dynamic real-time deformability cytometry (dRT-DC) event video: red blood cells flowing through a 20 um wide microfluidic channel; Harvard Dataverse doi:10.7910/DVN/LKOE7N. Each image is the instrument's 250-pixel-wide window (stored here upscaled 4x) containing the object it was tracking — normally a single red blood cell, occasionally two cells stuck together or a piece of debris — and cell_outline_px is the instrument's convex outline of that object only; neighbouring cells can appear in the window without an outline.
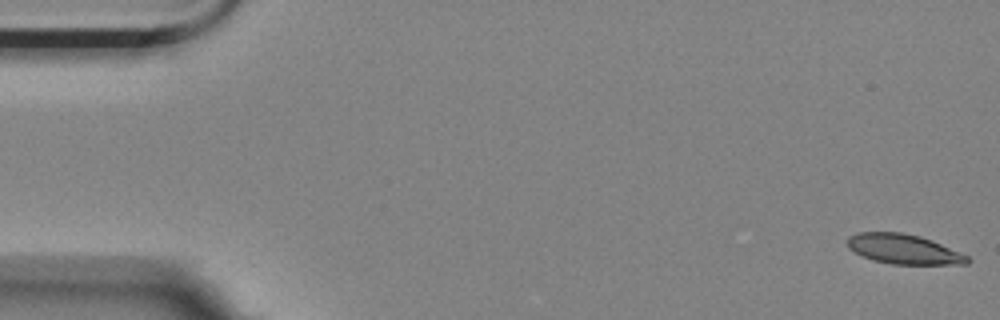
{"species": "Egyptian fruit bat (a non-hibernating species)", "species_latin": "Rousettus aegyptiacus", "temperature_condition": "room temperature", "stored_images_in_passage": 58, "camera_frame_rate_fps": 3000, "um_per_image_px": 0.085, "animal": {"sex": "female"}, "frame": {"image": 1, "passage_image": 1, "time_ms": 0.0, "image_size_px": [1000, 320], "cell_outline_px": [[972, 260], [968, 264], [892, 264], [876, 260], [864, 256], [848, 248], [848, 236], [856, 232], [900, 232], [920, 236], [932, 240], [960, 252], [968, 256]], "centroid_in_image_um": [76.84, 21.17], "position_along_channel_um": 8.2, "area_um2": 20.69}}
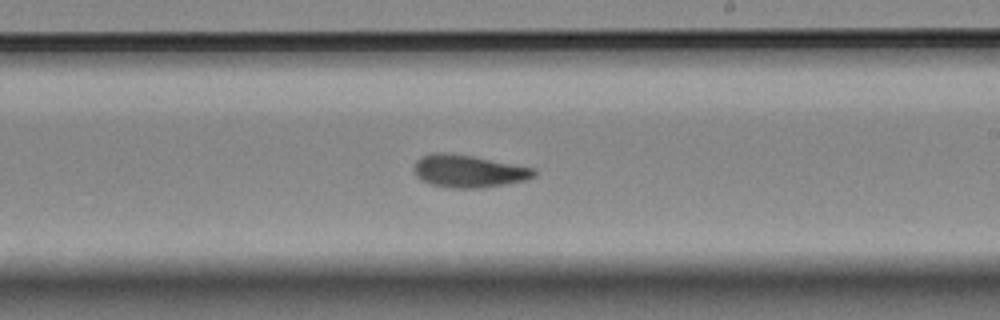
{"frame": {"image": 2, "passage_image": 33, "time_ms": 10.667, "image_size_px": [1000, 320], "cell_outline_px": [[536, 176], [524, 180], [504, 184], [480, 188], [452, 188], [428, 184], [420, 180], [416, 176], [412, 168], [412, 164], [420, 156], [432, 152], [448, 152], [472, 156], [536, 168]], "centroid_in_image_um": [39.75, 14.54], "position_along_channel_um": 249.2, "area_um2": 23.12}}
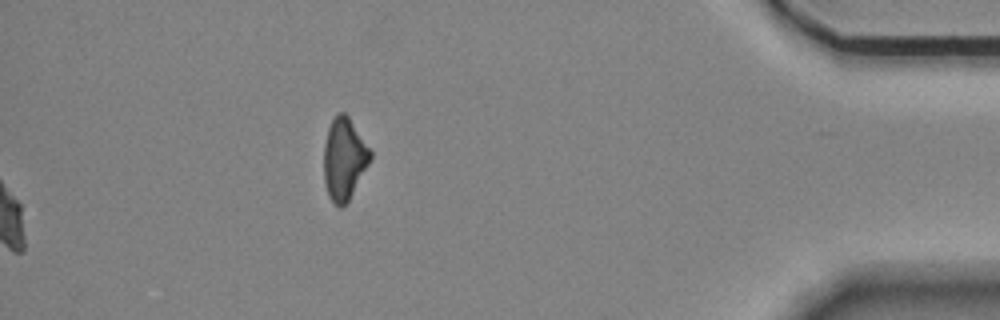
{"frame": {"image": 3, "passage_image": 58, "time_ms": 19.0, "image_size_px": [1000, 320], "cell_outline_px": [[372, 156], [368, 164], [348, 200], [340, 208], [328, 196], [324, 184], [324, 144], [328, 128], [332, 120], [340, 112], [344, 112], [348, 116], [372, 152]], "centroid_in_image_um": [29.23, 13.5], "position_along_channel_um": 406.0, "area_um2": 21.73}, "authors_computed_cell_mechanics": {"area_um2": 21.964, "velocity_mm_per_s": 3.491, "shape_relaxation_time_tau1_ms": 4.6353, "shape_relaxation_time_tau2_ms": 2.1091, "deformation_change_tau1": 0.1557, "deformation_change_tau2": 0.0807}}